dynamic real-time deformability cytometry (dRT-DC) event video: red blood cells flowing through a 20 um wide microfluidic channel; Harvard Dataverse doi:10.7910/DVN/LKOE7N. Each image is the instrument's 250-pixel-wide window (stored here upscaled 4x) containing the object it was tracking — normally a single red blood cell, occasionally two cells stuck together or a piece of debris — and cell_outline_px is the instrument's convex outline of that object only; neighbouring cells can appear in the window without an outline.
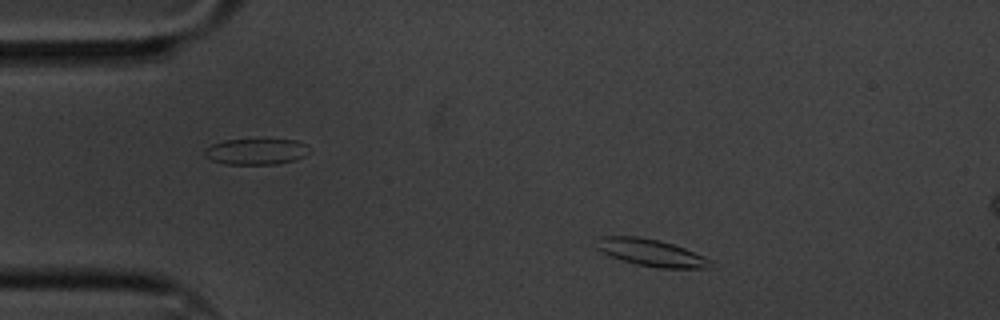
{"species": "common noctule bat (a hibernating species)", "species_latin": "Nyctalus noctula", "temperature_condition": "cold", "stored_images_in_passage": 5, "segment_of_instrument_passage": [1, 2], "camera_frame_rate_fps": 3000, "um_per_image_px": 0.085, "animal": {"sex": "male", "body_mass_g": 20.1, "forearm_length_mm": 53.5}, "frame": {"image": 1, "passage_image": 2, "time_ms": 0.333, "image_size_px": [1000, 320], "cell_outline_px": [[712, 268], [656, 268], [636, 264], [620, 260], [600, 252], [596, 248], [600, 236], [640, 236], [660, 240], [684, 248], [704, 256], [712, 260]], "centroid_in_image_um": [55.35, 21.48], "position_along_channel_um": 29.7, "area_um2": 18.15}}